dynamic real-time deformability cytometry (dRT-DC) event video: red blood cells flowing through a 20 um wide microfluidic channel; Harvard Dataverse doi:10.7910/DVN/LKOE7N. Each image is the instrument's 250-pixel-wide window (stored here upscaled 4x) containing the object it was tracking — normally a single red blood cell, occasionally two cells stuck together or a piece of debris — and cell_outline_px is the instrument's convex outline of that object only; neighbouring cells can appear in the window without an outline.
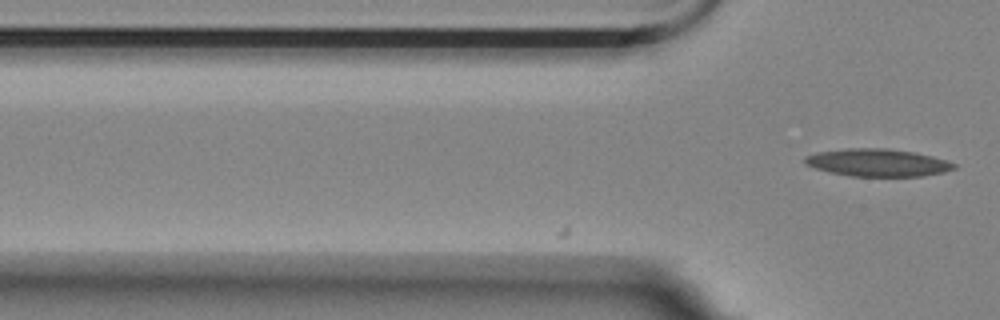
{"species": "Egyptian fruit bat (a non-hibernating species)", "species_latin": "Rousettus aegyptiacus", "temperature_condition": "room temperature", "stored_images_in_passage": 4, "camera_frame_rate_fps": 3000, "um_per_image_px": 0.085, "animal": {"sex": "female"}, "frame": {"image": 1, "passage_image": 4, "time_ms": 1.0, "image_size_px": [1000, 320], "cell_outline_px": [[956, 168], [944, 172], [924, 176], [852, 176], [832, 172], [816, 168], [804, 164], [804, 156], [816, 152], [848, 148], [888, 148], [916, 152], [932, 156], [956, 164]], "centroid_in_image_um": [74.6, 13.81], "position_along_channel_um": 51.2, "area_um2": 23.93}}